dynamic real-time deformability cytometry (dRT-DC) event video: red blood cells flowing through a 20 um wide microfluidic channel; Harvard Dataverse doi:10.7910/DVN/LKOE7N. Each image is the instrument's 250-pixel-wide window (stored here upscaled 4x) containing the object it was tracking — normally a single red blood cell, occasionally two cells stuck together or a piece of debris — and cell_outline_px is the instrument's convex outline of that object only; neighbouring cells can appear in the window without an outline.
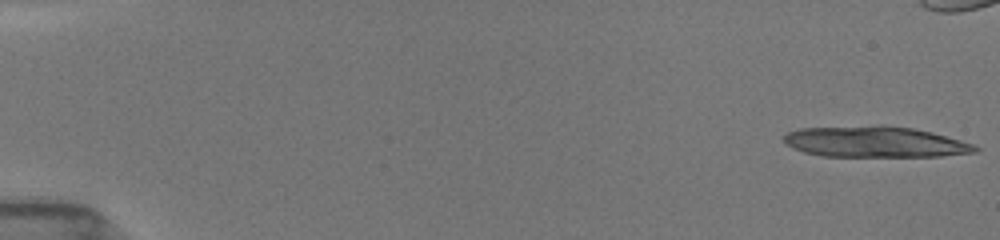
{"species": "common noctule bat (a hibernating species)", "species_latin": "Nyctalus noctula", "temperature_condition": "room temperature", "stored_images_in_passage": 25, "camera_frame_rate_fps": 3000, "um_per_image_px": 0.085, "animal": {"sex": "female", "body_mass_g": 19.5, "forearm_length_mm": 54.1}, "frame": {"image": 1, "passage_image": 1, "time_ms": 0.0, "image_size_px": [1000, 240], "cell_outline_px": [[980, 148], [976, 152], [940, 156], [824, 156], [804, 152], [788, 144], [784, 140], [784, 136], [788, 132], [800, 128], [912, 128], [944, 136], [972, 144]], "centroid_in_image_um": [74.4, 12.11], "position_along_channel_um": 10.6, "area_um2": 32.6}}